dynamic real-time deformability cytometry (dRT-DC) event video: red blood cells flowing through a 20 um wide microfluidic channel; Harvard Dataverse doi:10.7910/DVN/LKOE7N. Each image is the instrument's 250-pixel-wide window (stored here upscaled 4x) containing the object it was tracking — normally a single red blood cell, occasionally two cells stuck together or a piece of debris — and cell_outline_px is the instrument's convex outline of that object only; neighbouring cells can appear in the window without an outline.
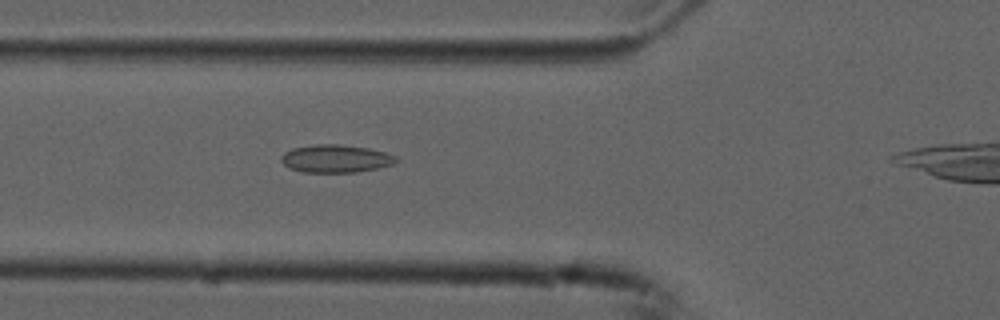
{"species": "common noctule bat (a hibernating species)", "species_latin": "Nyctalus noctula", "temperature_condition": "cold", "stored_images_in_passage": 4, "camera_frame_rate_fps": 3000, "um_per_image_px": 0.085, "animal": {"sex": "male", "forearm_length_mm": 52.5}, "frame": {"image": 1, "passage_image": 4, "time_ms": 1.0, "image_size_px": [1000, 320], "cell_outline_px": [[400, 160], [392, 164], [376, 168], [356, 172], [304, 172], [288, 168], [280, 160], [280, 156], [284, 152], [292, 148], [312, 144], [340, 144], [368, 148], [384, 152], [396, 156]], "centroid_in_image_um": [28.5, 13.47], "position_along_channel_um": 97.3, "area_um2": 18.73}}